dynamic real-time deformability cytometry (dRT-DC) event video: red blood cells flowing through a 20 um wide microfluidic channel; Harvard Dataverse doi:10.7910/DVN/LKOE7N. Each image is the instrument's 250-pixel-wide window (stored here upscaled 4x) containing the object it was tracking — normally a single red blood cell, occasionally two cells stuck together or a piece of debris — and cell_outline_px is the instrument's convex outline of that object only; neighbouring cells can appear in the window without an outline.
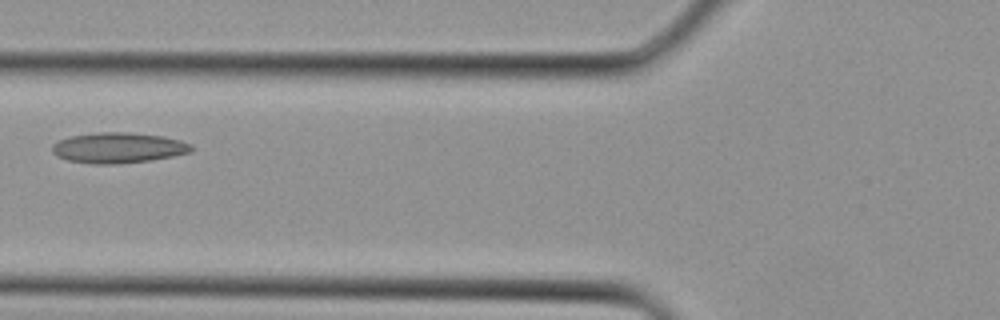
{"species": "Egyptian fruit bat (a non-hibernating species)", "species_latin": "Rousettus aegyptiacus", "temperature_condition": "cold", "stored_images_in_passage": 2, "camera_frame_rate_fps": 3000, "um_per_image_px": 0.085, "animal": {"sex": "female"}, "frame": {"image": 1, "passage_image": 2, "time_ms": 0.333, "image_size_px": [1000, 320], "cell_outline_px": [[196, 148], [192, 152], [152, 160], [116, 164], [92, 164], [68, 160], [56, 156], [52, 152], [52, 144], [60, 140], [72, 136], [100, 132], [128, 132], [164, 136], [180, 140], [192, 144]], "centroid_in_image_um": [10.1, 12.56], "position_along_channel_um": 115.7, "area_um2": 24.91}}